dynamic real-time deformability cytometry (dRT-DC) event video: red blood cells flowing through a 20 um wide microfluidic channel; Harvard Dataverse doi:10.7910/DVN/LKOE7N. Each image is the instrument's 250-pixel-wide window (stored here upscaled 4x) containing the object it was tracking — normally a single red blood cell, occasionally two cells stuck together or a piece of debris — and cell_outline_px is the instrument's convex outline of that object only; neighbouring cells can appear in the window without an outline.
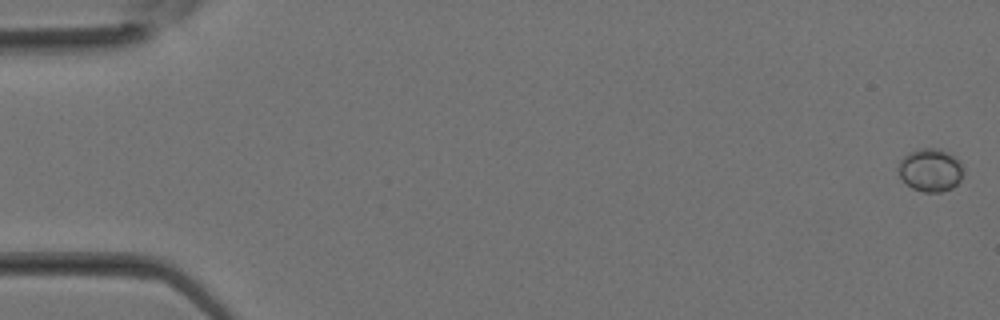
{"species": "Egyptian fruit bat (a non-hibernating species)", "species_latin": "Rousettus aegyptiacus", "temperature_condition": "room temperature", "stored_images_in_passage": 33, "camera_frame_rate_fps": 3000, "um_per_image_px": 0.085, "animal": {"sex": "female"}, "frame": {"image": 1, "passage_image": 1, "time_ms": 0.0, "image_size_px": [1000, 320], "cell_outline_px": [[964, 172], [960, 180], [952, 188], [940, 192], [924, 192], [912, 188], [900, 176], [900, 160], [904, 156], [912, 152], [924, 148], [936, 148], [948, 152], [960, 164]], "centroid_in_image_um": [79.1, 14.47], "position_along_channel_um": 5.9, "area_um2": 15.78}}
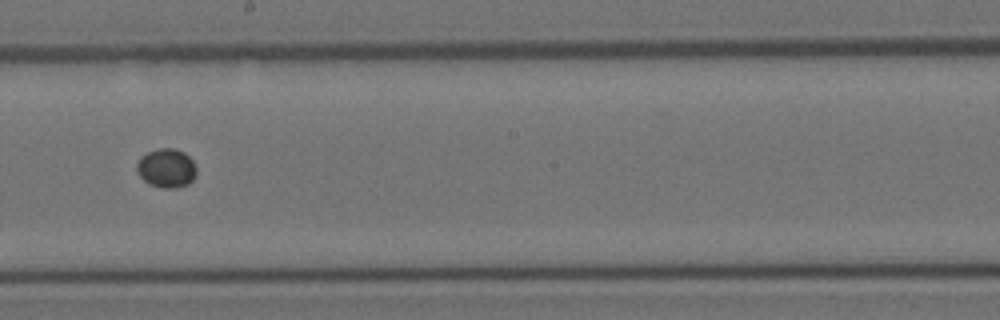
{"frame": {"image": 2, "passage_image": 19, "time_ms": 6.0, "image_size_px": [1000, 320], "cell_outline_px": [[196, 176], [188, 184], [176, 188], [160, 188], [148, 184], [136, 172], [136, 164], [140, 156], [156, 148], [172, 148], [184, 152], [192, 160], [196, 168]], "centroid_in_image_um": [14.12, 14.3], "position_along_channel_um": 234.1, "area_um2": 13.76}}
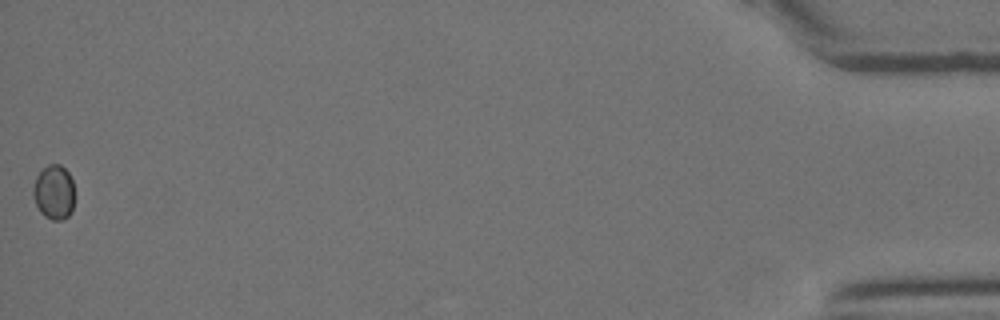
{"frame": {"image": 3, "passage_image": 33, "time_ms": 10.667, "image_size_px": [1000, 320], "cell_outline_px": [[72, 212], [64, 220], [52, 220], [44, 216], [40, 212], [36, 204], [32, 192], [32, 188], [36, 176], [48, 164], [60, 164], [68, 172], [72, 180]], "centroid_in_image_um": [4.56, 16.35], "position_along_channel_um": 430.6, "area_um2": 13.06}}